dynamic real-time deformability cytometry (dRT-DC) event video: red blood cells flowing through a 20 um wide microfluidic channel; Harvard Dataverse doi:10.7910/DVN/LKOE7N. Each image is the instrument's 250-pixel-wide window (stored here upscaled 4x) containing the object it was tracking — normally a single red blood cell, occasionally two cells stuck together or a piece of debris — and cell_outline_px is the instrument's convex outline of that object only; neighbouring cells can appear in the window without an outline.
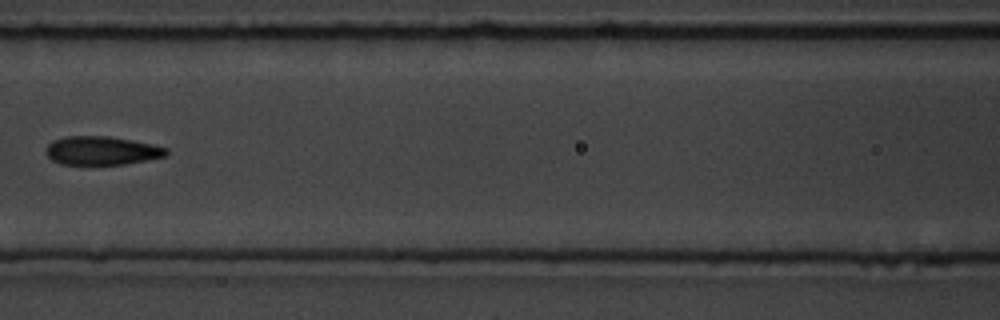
{"species": "common noctule bat (a hibernating species)", "species_latin": "Nyctalus noctula", "temperature_condition": "room temperature", "stored_images_in_passage": 9, "camera_frame_rate_fps": 3000, "um_per_image_px": 0.085, "animal": {"sex": "male", "body_mass_g": 19.5, "forearm_length_mm": 54.6}, "frame": {"image": 1, "passage_image": 6, "time_ms": 5.667, "image_size_px": [1000, 320], "cell_outline_px": [[168, 152], [164, 156], [124, 164], [60, 164], [52, 160], [48, 156], [48, 144], [52, 140], [68, 136], [108, 136], [132, 140], [152, 144], [168, 148]], "centroid_in_image_um": [8.64, 12.79], "position_along_channel_um": 158.0, "area_um2": 19.77}}
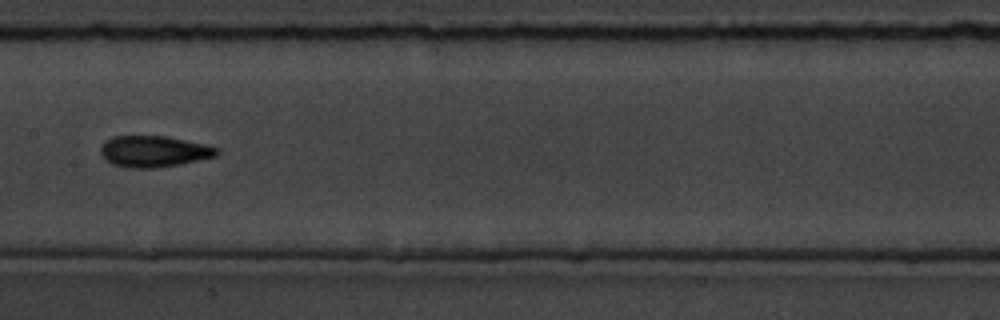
{"frame": {"image": 2, "passage_image": 7, "time_ms": 6.667, "image_size_px": [1000, 320], "cell_outline_px": [[220, 152], [216, 156], [180, 164], [152, 168], [128, 168], [112, 164], [104, 160], [100, 152], [100, 148], [112, 136], [164, 136], [208, 144], [216, 148]], "centroid_in_image_um": [13.07, 12.87], "position_along_channel_um": 194.3, "area_um2": 21.15}}